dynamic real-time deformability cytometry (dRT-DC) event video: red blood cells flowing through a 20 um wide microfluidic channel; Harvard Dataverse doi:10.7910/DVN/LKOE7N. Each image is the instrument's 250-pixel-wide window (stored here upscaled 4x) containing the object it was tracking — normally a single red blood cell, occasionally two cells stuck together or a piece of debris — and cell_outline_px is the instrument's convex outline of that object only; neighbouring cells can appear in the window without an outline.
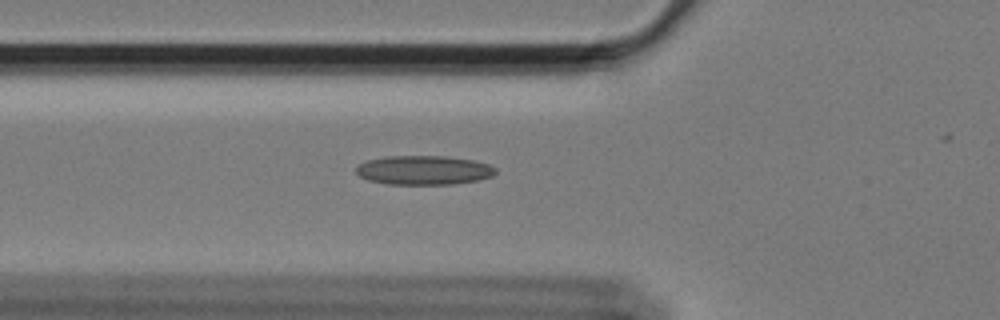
{"species": "Egyptian fruit bat (a non-hibernating species)", "species_latin": "Rousettus aegyptiacus", "temperature_condition": "cold", "stored_images_in_passage": 40, "camera_frame_rate_fps": 3000, "um_per_image_px": 0.085, "animal": {"sex": "female"}, "frame": {"image": 1, "passage_image": 17, "time_ms": 5.333, "image_size_px": [1000, 320], "cell_outline_px": [[496, 172], [492, 176], [480, 180], [452, 184], [388, 184], [368, 180], [360, 176], [356, 172], [356, 168], [360, 164], [368, 160], [388, 156], [444, 156], [472, 160], [488, 164], [496, 168]], "centroid_in_image_um": [36.04, 14.47], "position_along_channel_um": 89.8, "area_um2": 23.58}}
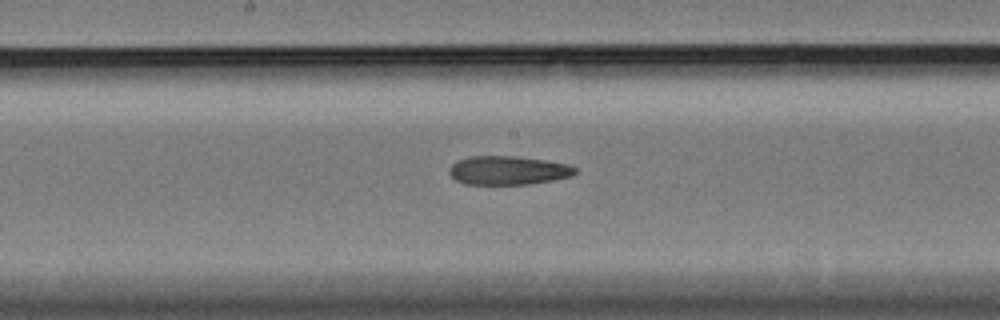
{"frame": {"image": 2, "passage_image": 27, "time_ms": 8.667, "image_size_px": [1000, 320], "cell_outline_px": [[576, 172], [572, 176], [552, 180], [528, 184], [464, 184], [456, 180], [448, 172], [452, 164], [468, 156], [516, 156], [544, 160], [568, 164], [576, 168]], "centroid_in_image_um": [43.18, 14.48], "position_along_channel_um": 205.0, "area_um2": 20.98}}
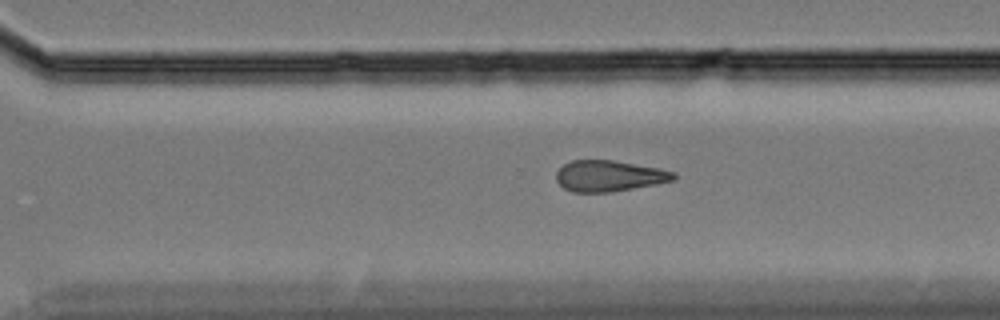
{"frame": {"image": 3, "passage_image": 37, "time_ms": 12.0, "image_size_px": [1000, 320], "cell_outline_px": [[676, 180], [656, 184], [612, 192], [572, 192], [564, 188], [556, 180], [556, 172], [564, 164], [572, 160], [612, 160], [656, 168], [676, 172]], "centroid_in_image_um": [51.77, 14.96], "position_along_channel_um": 318.8, "area_um2": 21.15}}